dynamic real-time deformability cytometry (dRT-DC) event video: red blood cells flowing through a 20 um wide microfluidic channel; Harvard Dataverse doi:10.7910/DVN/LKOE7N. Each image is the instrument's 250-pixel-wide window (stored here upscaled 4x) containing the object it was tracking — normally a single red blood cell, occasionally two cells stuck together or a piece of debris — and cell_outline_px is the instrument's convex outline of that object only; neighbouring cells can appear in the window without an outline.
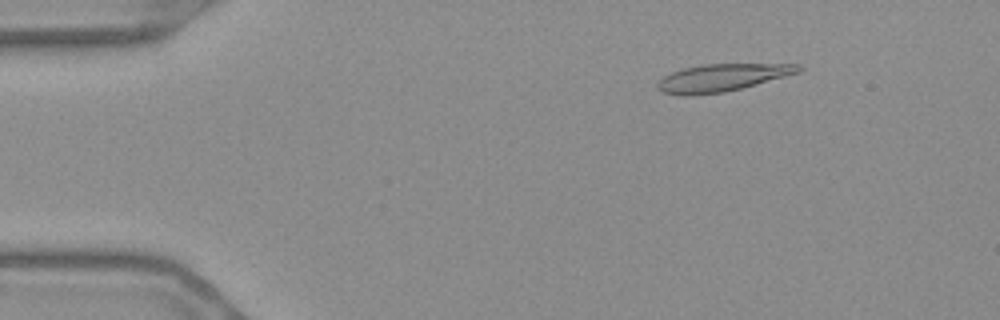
{"species": "Egyptian fruit bat (a non-hibernating species)", "species_latin": "Rousettus aegyptiacus", "temperature_condition": "warm", "stored_images_in_passage": 55, "camera_frame_rate_fps": 3000, "um_per_image_px": 0.085, "frame": {"image": 1, "passage_image": 8, "time_ms": 2.333, "image_size_px": [1000, 320], "cell_outline_px": [[804, 68], [800, 72], [756, 84], [724, 92], [692, 96], [680, 96], [660, 92], [656, 88], [656, 84], [664, 76], [672, 72], [684, 68], [704, 64], [800, 64]], "centroid_in_image_um": [61.33, 6.61], "position_along_channel_um": 23.7, "area_um2": 22.6}}
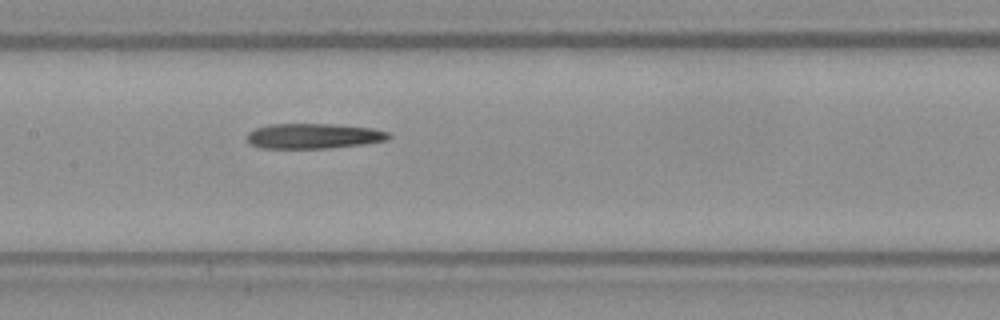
{"frame": {"image": 2, "passage_image": 27, "time_ms": 8.667, "image_size_px": [1000, 320], "cell_outline_px": [[392, 136], [388, 140], [364, 144], [328, 148], [260, 148], [248, 144], [248, 132], [256, 128], [268, 124], [332, 124], [372, 128], [388, 132]], "centroid_in_image_um": [26.65, 11.56], "position_along_channel_um": 180.8, "area_um2": 20.87}}
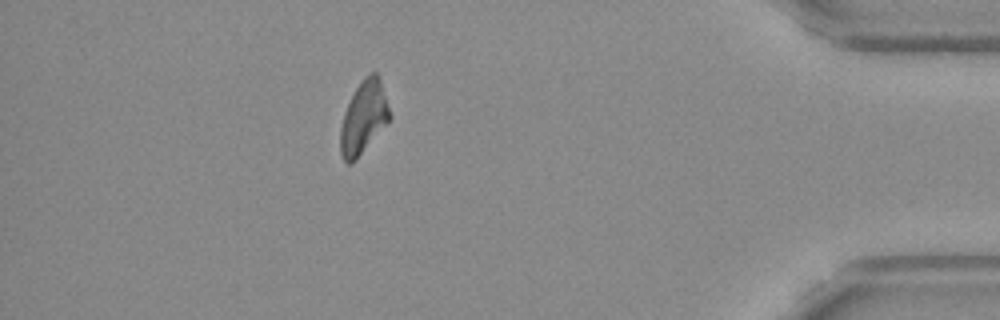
{"frame": {"image": 3, "passage_image": 49, "time_ms": 16.0, "image_size_px": [1000, 320], "cell_outline_px": [[392, 116], [356, 160], [352, 164], [348, 164], [344, 160], [340, 152], [340, 128], [344, 112], [356, 88], [364, 76], [372, 72], [376, 72], [380, 80]], "centroid_in_image_um": [30.89, 10.0], "position_along_channel_um": 404.3, "area_um2": 20.58}}